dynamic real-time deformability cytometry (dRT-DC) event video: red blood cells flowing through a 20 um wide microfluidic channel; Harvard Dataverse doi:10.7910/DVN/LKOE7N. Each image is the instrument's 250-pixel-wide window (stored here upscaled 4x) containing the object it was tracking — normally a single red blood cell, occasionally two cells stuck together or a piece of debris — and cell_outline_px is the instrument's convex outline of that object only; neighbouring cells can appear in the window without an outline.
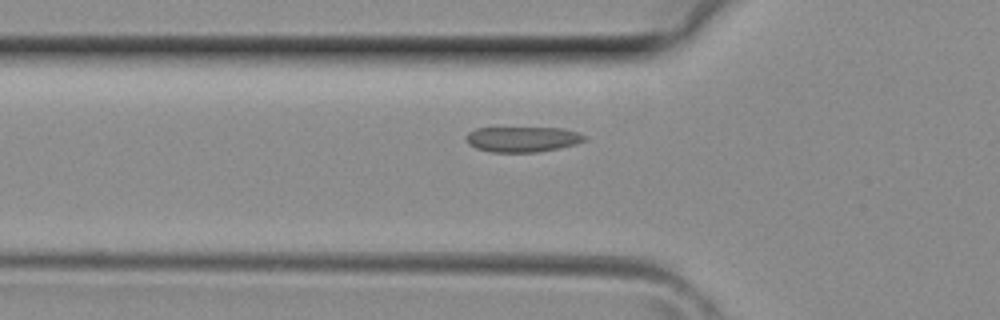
{"species": "common noctule bat (a hibernating species)", "species_latin": "Nyctalus noctula", "temperature_condition": "room temperature", "stored_images_in_passage": 27, "camera_frame_rate_fps": 3000, "um_per_image_px": 0.085, "animal": {"sex": "female", "body_mass_g": 29.2, "forearm_length_mm": 56.3}, "frame": {"image": 1, "passage_image": 3, "time_ms": 0.667, "image_size_px": [1000, 320], "cell_outline_px": [[588, 136], [584, 140], [576, 144], [536, 152], [488, 152], [476, 148], [468, 144], [464, 136], [468, 132], [476, 128], [560, 128], [576, 132]], "centroid_in_image_um": [44.35, 11.83], "position_along_channel_um": 81.4, "area_um2": 17.46}}
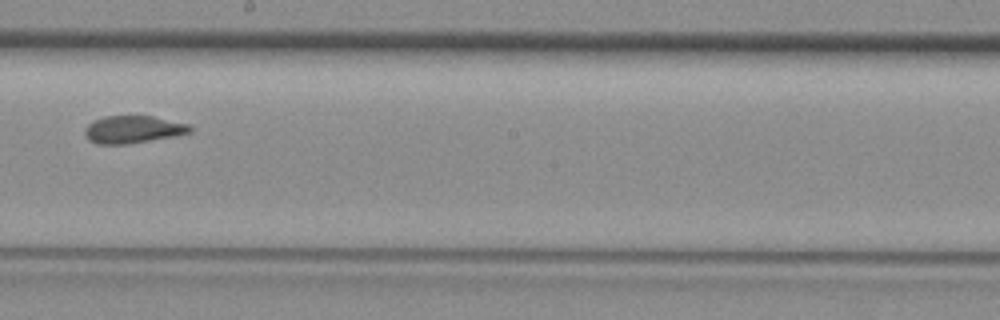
{"frame": {"image": 2, "passage_image": 12, "time_ms": 3.667, "image_size_px": [1000, 320], "cell_outline_px": [[192, 132], [176, 136], [124, 144], [96, 144], [88, 140], [84, 136], [84, 128], [92, 120], [104, 116], [152, 116], [192, 124]], "centroid_in_image_um": [11.3, 11.0], "position_along_channel_um": 236.9, "area_um2": 17.11}}
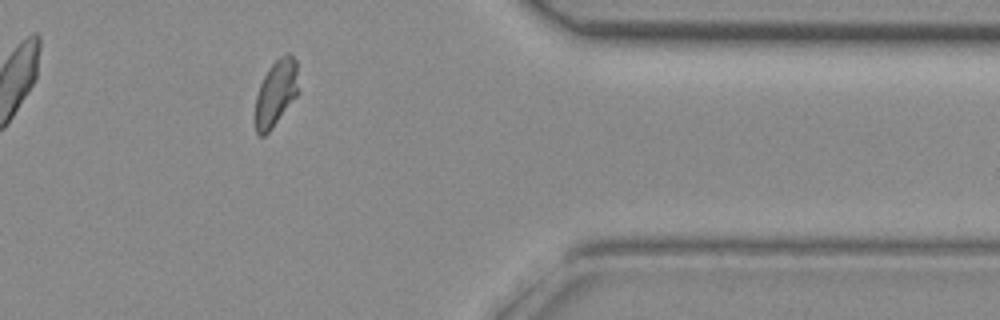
{"frame": {"image": 3, "passage_image": 22, "time_ms": 7.0, "image_size_px": [1000, 320], "cell_outline_px": [[296, 96], [272, 128], [264, 136], [260, 136], [256, 132], [256, 96], [260, 84], [264, 76], [272, 64], [280, 56], [288, 52], [296, 60]], "centroid_in_image_um": [23.43, 7.91], "position_along_channel_um": 388.0, "area_um2": 16.07}}